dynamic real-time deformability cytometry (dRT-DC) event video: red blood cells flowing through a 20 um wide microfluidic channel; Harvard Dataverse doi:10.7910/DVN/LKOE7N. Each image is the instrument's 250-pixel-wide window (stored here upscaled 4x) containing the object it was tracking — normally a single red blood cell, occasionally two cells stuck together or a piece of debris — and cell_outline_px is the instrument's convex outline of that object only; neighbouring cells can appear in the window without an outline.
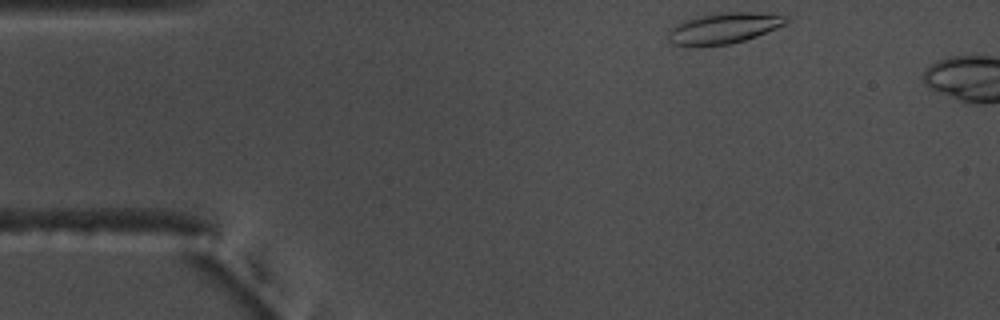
{"species": "common noctule bat (a hibernating species)", "species_latin": "Nyctalus noctula", "temperature_condition": "warm", "stored_images_in_passage": 5, "camera_frame_rate_fps": 3000, "um_per_image_px": 0.085, "animal": {"sex": "male", "body_mass_g": 17.5, "forearm_length_mm": 52.3}, "frame": {"image": 1, "passage_image": 1, "time_ms": 0.0, "image_size_px": [1000, 320], "cell_outline_px": [[788, 24], [756, 36], [744, 40], [728, 44], [672, 44], [668, 40], [668, 32], [676, 24], [684, 20], [704, 16], [728, 12], [760, 12], [788, 16]], "centroid_in_image_um": [61.61, 2.37], "position_along_channel_um": 23.4, "area_um2": 20.58}}